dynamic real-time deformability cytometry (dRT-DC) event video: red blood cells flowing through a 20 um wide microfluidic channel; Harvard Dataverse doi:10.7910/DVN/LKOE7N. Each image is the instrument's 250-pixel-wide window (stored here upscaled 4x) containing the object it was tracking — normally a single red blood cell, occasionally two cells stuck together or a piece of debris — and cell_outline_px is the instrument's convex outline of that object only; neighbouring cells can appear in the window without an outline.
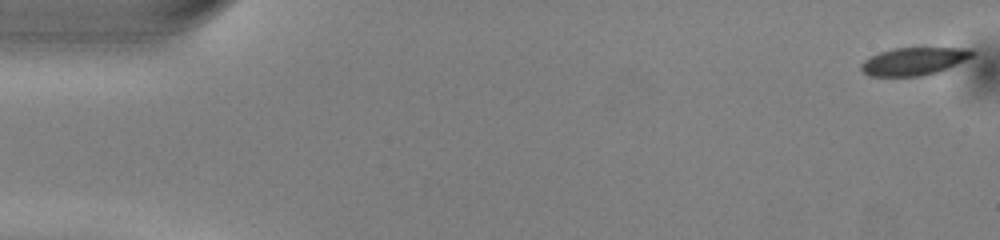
{"species": "common noctule bat (a hibernating species)", "species_latin": "Nyctalus noctula", "temperature_condition": "warm", "stored_images_in_passage": 12, "camera_frame_rate_fps": 3000, "um_per_image_px": 0.085, "animal": {"sex": "male", "body_mass_g": 13.0, "forearm_length_mm": 53.1}, "frame": {"image": 1, "passage_image": 1, "time_ms": 0.0, "image_size_px": [1000, 240], "cell_outline_px": [[976, 52], [972, 56], [948, 68], [936, 72], [920, 76], [868, 76], [860, 68], [860, 64], [864, 60], [880, 52], [892, 48], [972, 48]], "centroid_in_image_um": [77.67, 5.2], "position_along_channel_um": 7.3, "area_um2": 17.86}}